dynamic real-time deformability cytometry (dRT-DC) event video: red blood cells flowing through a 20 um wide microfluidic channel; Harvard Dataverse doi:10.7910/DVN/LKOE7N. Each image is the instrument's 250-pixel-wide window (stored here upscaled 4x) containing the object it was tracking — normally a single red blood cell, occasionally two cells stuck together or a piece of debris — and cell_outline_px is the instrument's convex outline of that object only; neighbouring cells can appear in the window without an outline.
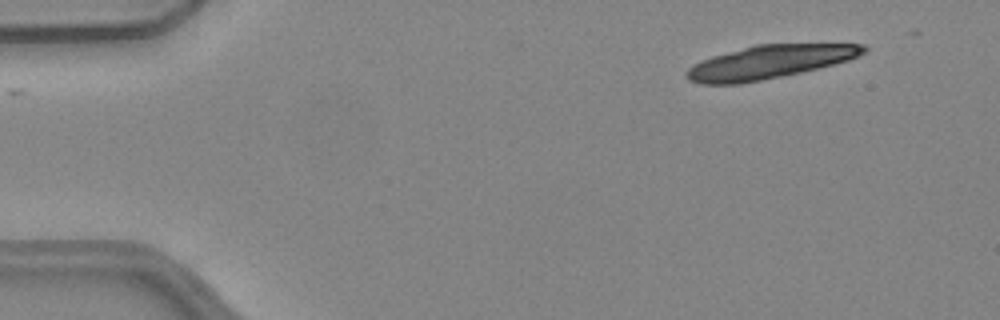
{"species": "common noctule bat (a hibernating species)", "species_latin": "Nyctalus noctula", "temperature_condition": "warm", "stored_images_in_passage": 14, "camera_frame_rate_fps": 3000, "um_per_image_px": 0.085, "animal": {"sex": "female", "body_mass_g": 24.6, "forearm_length_mm": 56.2}, "frame": {"image": 1, "passage_image": 1, "time_ms": 0.0, "image_size_px": [1000, 320], "cell_outline_px": [[868, 48], [864, 52], [848, 60], [784, 76], [740, 84], [700, 84], [688, 80], [684, 76], [688, 68], [700, 60], [712, 56], [756, 44], [864, 44]], "centroid_in_image_um": [65.33, 5.28], "position_along_channel_um": 19.7, "area_um2": 34.22}}